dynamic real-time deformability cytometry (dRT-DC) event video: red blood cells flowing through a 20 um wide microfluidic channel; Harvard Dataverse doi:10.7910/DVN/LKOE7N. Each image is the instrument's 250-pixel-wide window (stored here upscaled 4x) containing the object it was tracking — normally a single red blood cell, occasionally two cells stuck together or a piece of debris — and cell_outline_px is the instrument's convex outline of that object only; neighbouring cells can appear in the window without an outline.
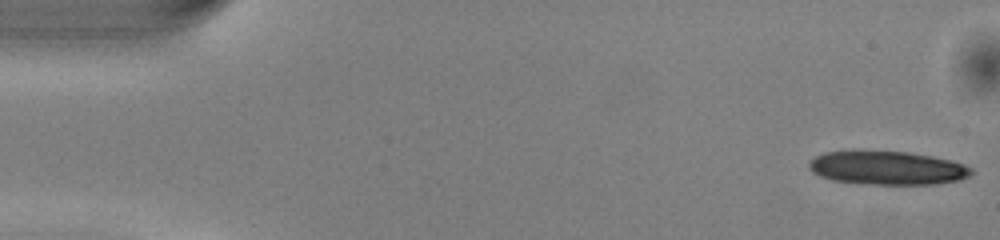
{"species": "common noctule bat (a hibernating species)", "species_latin": "Nyctalus noctula", "temperature_condition": "warm", "stored_images_in_passage": 50, "camera_frame_rate_fps": 3000, "um_per_image_px": 0.085, "animal": {"sex": "male", "body_mass_g": 13.0, "forearm_length_mm": 53.1}, "frame": {"image": 1, "passage_image": 1, "time_ms": 0.0, "image_size_px": [1000, 240], "cell_outline_px": [[972, 176], [960, 180], [936, 184], [868, 184], [832, 180], [820, 176], [812, 172], [808, 168], [808, 160], [824, 152], [852, 148], [908, 152], [932, 156], [952, 160], [964, 164], [972, 168]], "centroid_in_image_um": [75.37, 14.23], "position_along_channel_um": 9.6, "area_um2": 32.89}}
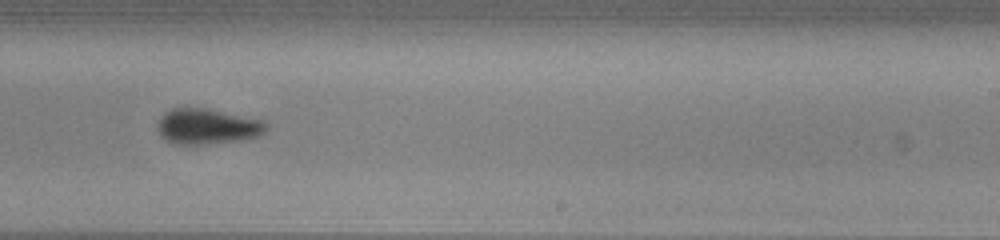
{"frame": {"image": 2, "passage_image": 31, "time_ms": 10.0, "image_size_px": [1000, 240], "cell_outline_px": [[268, 128], [260, 136], [244, 140], [204, 144], [172, 144], [160, 136], [156, 128], [156, 124], [164, 112], [172, 108], [208, 108], [264, 120], [268, 124]], "centroid_in_image_um": [17.62, 10.75], "position_along_channel_um": 271.4, "area_um2": 22.95}}
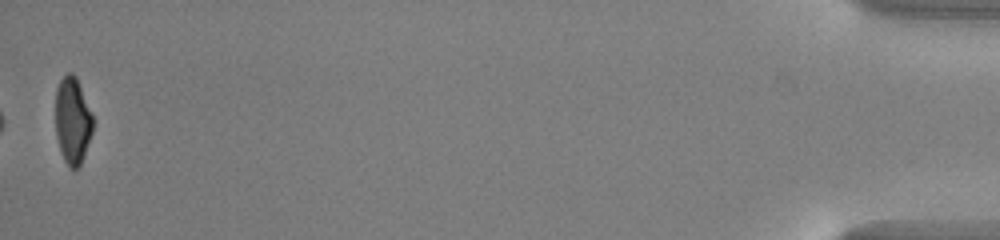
{"frame": {"image": 3, "passage_image": 50, "time_ms": 16.333, "image_size_px": [1000, 240], "cell_outline_px": [[92, 132], [80, 164], [76, 168], [68, 168], [60, 152], [56, 136], [56, 88], [60, 80], [68, 72], [72, 72], [76, 76], [92, 116]], "centroid_in_image_um": [6.14, 10.25], "position_along_channel_um": 429.1, "area_um2": 18.61}, "authors_computed_cell_mechanics": {"area_um2": 23.5246, "velocity_mm_per_s": 4.0634, "shape_relaxation_time_tau1_ms": 2.0214, "shape_relaxation_time_tau2_ms": 4.7551, "deformation_change_tau1": 0.1218, "deformation_change_tau2": 0.0721}}